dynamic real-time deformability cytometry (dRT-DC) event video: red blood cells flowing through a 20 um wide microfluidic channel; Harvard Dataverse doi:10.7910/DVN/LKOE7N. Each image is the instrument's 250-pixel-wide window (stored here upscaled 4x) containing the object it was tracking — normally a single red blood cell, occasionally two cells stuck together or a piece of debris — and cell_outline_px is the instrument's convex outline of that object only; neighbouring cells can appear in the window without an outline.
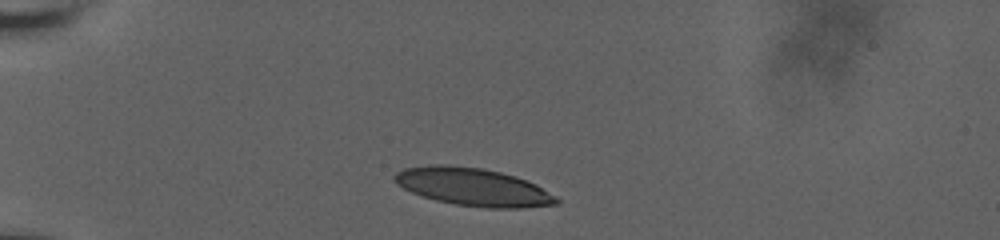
{"species": "human", "species_latin": "Homo sapiens", "temperature_condition": "room temperature", "stored_images_in_passage": 13, "camera_frame_rate_fps": 3000, "um_per_image_px": 0.085, "donor": {"sex": "male"}, "frame": {"image": 1, "passage_image": 1, "time_ms": 0.0, "image_size_px": [1000, 240], "cell_outline_px": [[560, 204], [520, 208], [488, 208], [456, 204], [436, 200], [412, 192], [396, 184], [392, 176], [396, 172], [404, 168], [428, 164], [448, 164], [484, 168], [516, 176], [536, 184], [556, 196], [560, 200]], "centroid_in_image_um": [40.22, 15.87], "position_along_channel_um": 44.8, "area_um2": 35.89}}
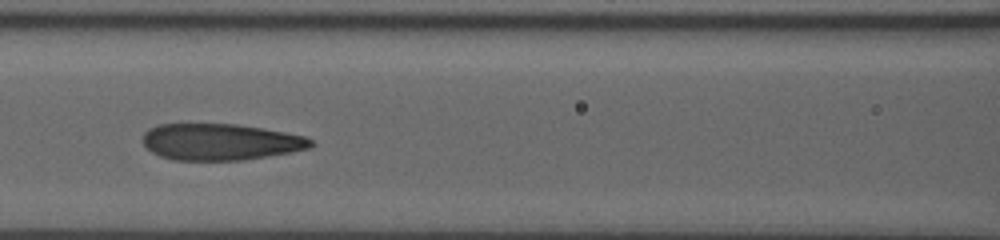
{"frame": {"image": 2, "passage_image": 10, "time_ms": 4.0, "image_size_px": [1000, 240], "cell_outline_px": [[316, 144], [312, 148], [292, 152], [244, 160], [172, 160], [160, 156], [152, 152], [144, 144], [144, 132], [148, 128], [160, 124], [236, 124], [284, 132], [304, 136], [312, 140]], "centroid_in_image_um": [18.76, 12.07], "position_along_channel_um": 147.8, "area_um2": 35.78}}
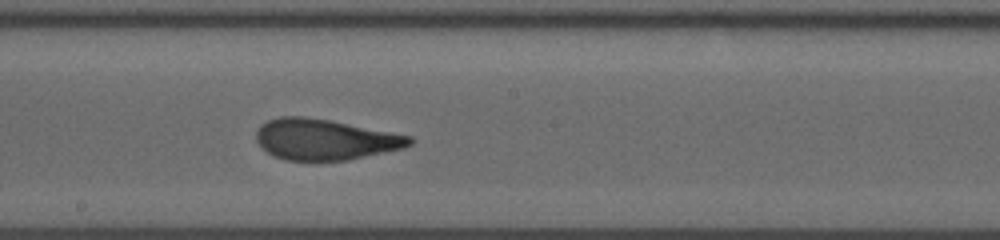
{"frame": {"image": 3, "passage_image": 13, "time_ms": 6.0, "image_size_px": [1000, 240], "cell_outline_px": [[416, 140], [412, 144], [404, 148], [348, 160], [284, 160], [272, 156], [256, 140], [256, 132], [260, 124], [268, 120], [280, 116], [304, 116], [328, 120], [392, 132], [412, 136]], "centroid_in_image_um": [27.63, 11.85], "position_along_channel_um": 220.6, "area_um2": 36.47}}